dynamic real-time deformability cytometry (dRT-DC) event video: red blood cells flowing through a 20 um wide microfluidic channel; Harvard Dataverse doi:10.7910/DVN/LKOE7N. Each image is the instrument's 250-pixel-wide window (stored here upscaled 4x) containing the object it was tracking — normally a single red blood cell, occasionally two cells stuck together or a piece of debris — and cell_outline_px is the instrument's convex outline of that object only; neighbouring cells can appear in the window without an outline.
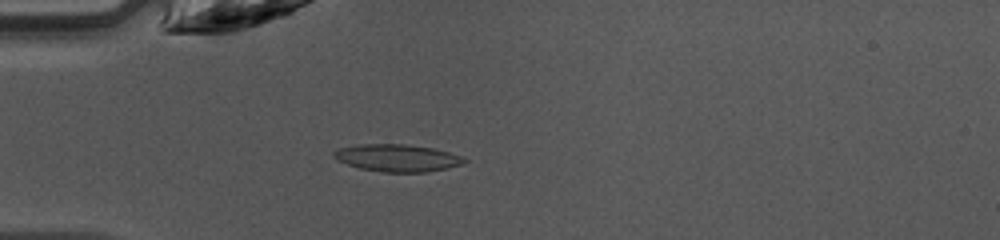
{"species": "common noctule bat (a hibernating species)", "species_latin": "Nyctalus noctula", "temperature_condition": "warm", "stored_images_in_passage": 47, "camera_frame_rate_fps": 3000, "um_per_image_px": 0.085, "animal": {"sex": "female", "body_mass_g": 10.0, "forearm_length_mm": 53.1}, "frame": {"image": 1, "passage_image": 13, "time_ms": 4.0, "image_size_px": [1000, 240], "cell_outline_px": [[468, 160], [464, 164], [448, 168], [428, 172], [384, 172], [360, 168], [336, 160], [332, 156], [332, 152], [340, 148], [360, 144], [404, 144], [432, 148], [448, 152], [460, 156]], "centroid_in_image_um": [33.77, 13.43], "position_along_channel_um": 51.2, "area_um2": 20.69}}
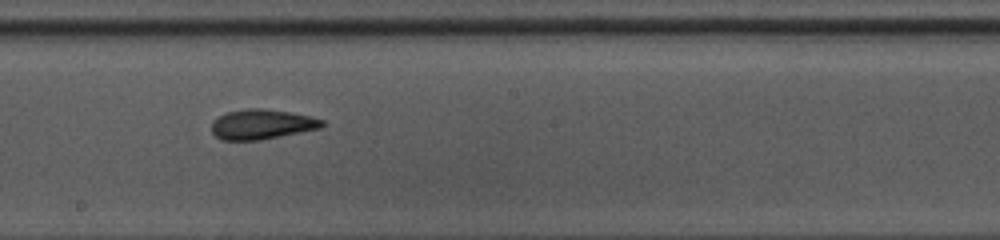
{"frame": {"image": 2, "passage_image": 26, "time_ms": 8.333, "image_size_px": [1000, 240], "cell_outline_px": [[324, 124], [320, 128], [260, 140], [220, 140], [212, 132], [212, 120], [224, 112], [248, 108], [264, 108], [292, 112], [312, 116], [324, 120]], "centroid_in_image_um": [22.23, 10.55], "position_along_channel_um": 226.0, "area_um2": 19.48}}
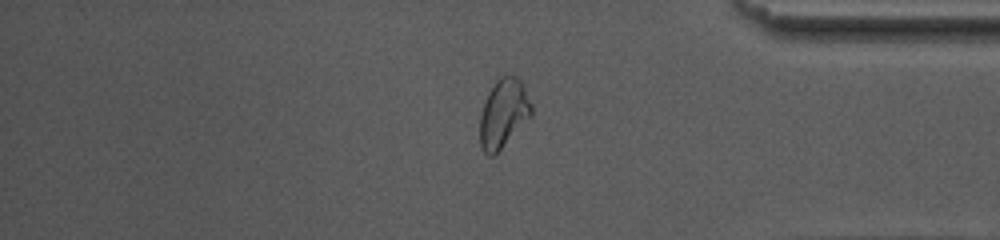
{"frame": {"image": 3, "passage_image": 39, "time_ms": 12.667, "image_size_px": [1000, 240], "cell_outline_px": [[532, 116], [492, 156], [488, 156], [484, 152], [480, 144], [480, 116], [488, 92], [496, 80], [500, 76], [512, 72], [524, 84], [532, 104]], "centroid_in_image_um": [42.82, 9.57], "position_along_channel_um": 392.4, "area_um2": 20.69}, "authors_computed_cell_mechanics": {"area_um2": 19.7676, "velocity_mm_per_s": 4.2407, "shape_relaxation_time_tau1_ms": 3.6816, "shape_relaxation_time_tau2_ms": 1.991, "deformation_change_tau1": 0.1411, "deformation_change_tau2": 0.096}}